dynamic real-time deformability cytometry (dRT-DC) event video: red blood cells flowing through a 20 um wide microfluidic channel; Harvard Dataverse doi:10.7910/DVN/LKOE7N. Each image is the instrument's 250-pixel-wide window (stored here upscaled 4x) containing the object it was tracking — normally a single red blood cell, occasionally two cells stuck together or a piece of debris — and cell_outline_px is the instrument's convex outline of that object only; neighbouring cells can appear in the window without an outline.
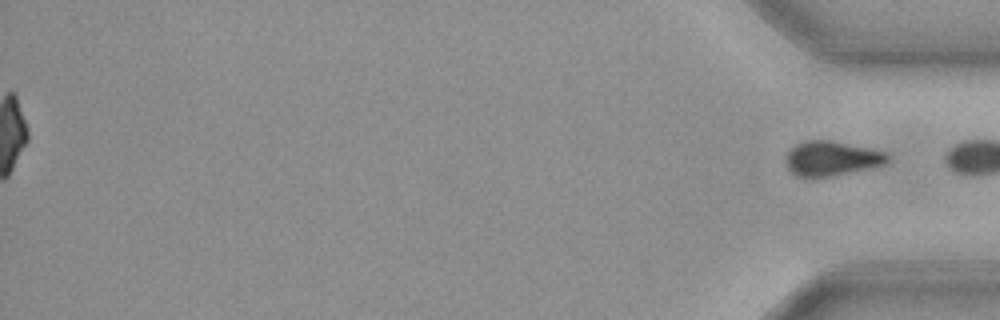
{"species": "common noctule bat (a hibernating species)", "species_latin": "Nyctalus noctula", "temperature_condition": "cold", "stored_images_in_passage": 45, "segment_of_instrument_passage": [2, 2], "camera_frame_rate_fps": 3000, "um_per_image_px": 0.085, "animal": {"sex": "female", "body_mass_g": 19.3, "forearm_length_mm": 54.1}, "frame": {"image": 1, "passage_image": 45, "time_ms": 14.667, "image_size_px": [1000, 320], "cell_outline_px": [[888, 160], [884, 164], [868, 168], [832, 176], [812, 180], [796, 176], [788, 168], [784, 160], [784, 156], [788, 148], [804, 140], [832, 140], [888, 152]], "centroid_in_image_um": [70.6, 13.48], "position_along_channel_um": 364.6, "area_um2": 21.15}}